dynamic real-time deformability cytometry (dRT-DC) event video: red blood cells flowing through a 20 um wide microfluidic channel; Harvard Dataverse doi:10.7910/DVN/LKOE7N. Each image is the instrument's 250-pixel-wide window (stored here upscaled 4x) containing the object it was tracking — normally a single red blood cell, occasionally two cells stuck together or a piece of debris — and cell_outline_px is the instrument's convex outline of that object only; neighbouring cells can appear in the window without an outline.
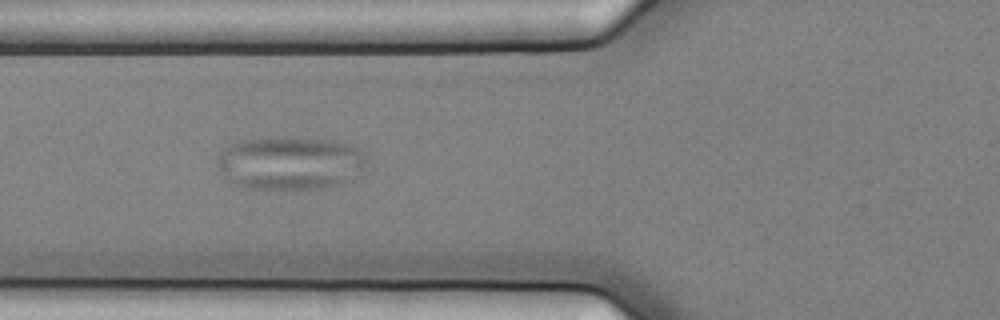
{"species": "common noctule bat (a hibernating species)", "species_latin": "Nyctalus noctula", "temperature_condition": "cold", "stored_images_in_passage": 10, "camera_frame_rate_fps": 3000, "um_per_image_px": 0.085, "animal": {"sex": "female", "body_mass_g": 25.1}, "frame": {"image": 1, "passage_image": 7, "time_ms": 2.0, "image_size_px": [1000, 320], "cell_outline_px": [[364, 164], [360, 168], [344, 180], [336, 184], [320, 188], [252, 188], [236, 184], [220, 168], [220, 152], [232, 144], [244, 140], [284, 136], [332, 140], [348, 144], [364, 152]], "centroid_in_image_um": [24.65, 13.81], "position_along_channel_um": 101.1, "area_um2": 44.74}}
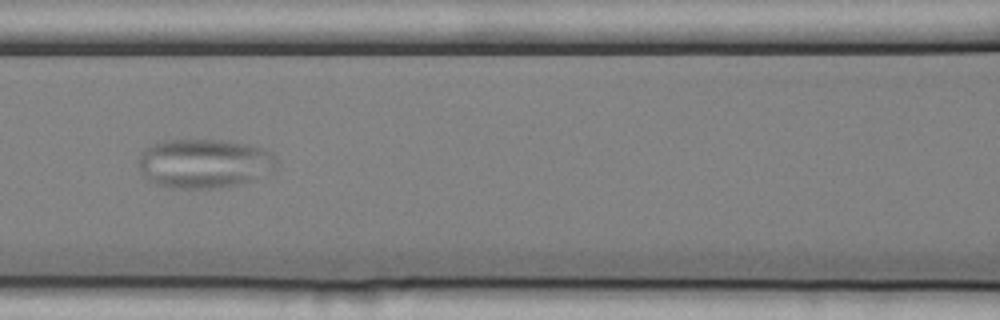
{"frame": {"image": 2, "passage_image": 8, "time_ms": 2.333, "image_size_px": [1000, 320], "cell_outline_px": [[276, 168], [256, 180], [244, 184], [220, 188], [172, 188], [156, 184], [148, 180], [140, 168], [136, 160], [144, 148], [152, 144], [168, 140], [220, 140], [244, 144], [264, 148], [272, 152], [276, 156]], "centroid_in_image_um": [17.38, 13.9], "position_along_channel_um": 149.2, "area_um2": 40.0}}